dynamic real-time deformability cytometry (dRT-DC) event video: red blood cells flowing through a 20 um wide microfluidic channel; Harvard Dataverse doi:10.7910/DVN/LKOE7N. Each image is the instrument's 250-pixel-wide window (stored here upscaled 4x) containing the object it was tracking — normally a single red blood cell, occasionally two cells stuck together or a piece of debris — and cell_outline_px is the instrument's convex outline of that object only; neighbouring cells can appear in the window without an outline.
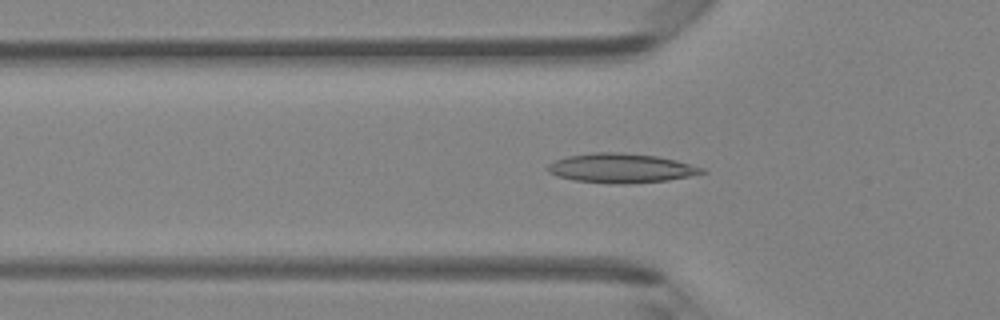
{"species": "Egyptian fruit bat (a non-hibernating species)", "species_latin": "Rousettus aegyptiacus", "temperature_condition": "room temperature", "stored_images_in_passage": 47, "camera_frame_rate_fps": 3000, "um_per_image_px": 0.085, "animal": {"sex": "female"}, "frame": {"image": 1, "passage_image": 16, "time_ms": 5.0, "image_size_px": [1000, 320], "cell_outline_px": [[708, 172], [668, 180], [624, 184], [612, 184], [572, 180], [556, 176], [548, 172], [544, 168], [548, 164], [556, 160], [568, 156], [592, 152], [620, 152], [656, 156], [676, 160], [704, 168]], "centroid_in_image_um": [52.74, 14.29], "position_along_channel_um": 73.1, "area_um2": 26.53}}
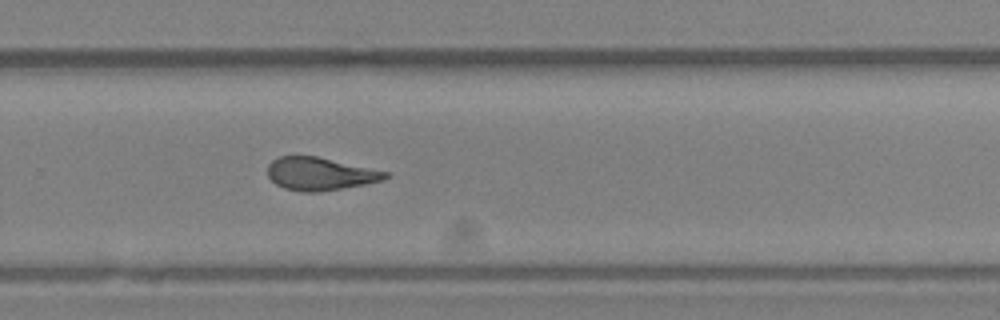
{"frame": {"image": 2, "passage_image": 32, "time_ms": 10.333, "image_size_px": [1000, 320], "cell_outline_px": [[388, 176], [384, 180], [364, 184], [320, 192], [300, 192], [284, 188], [276, 184], [268, 176], [268, 164], [272, 160], [280, 156], [316, 156], [388, 172]], "centroid_in_image_um": [27.17, 14.78], "position_along_channel_um": 302.6, "area_um2": 22.37}}
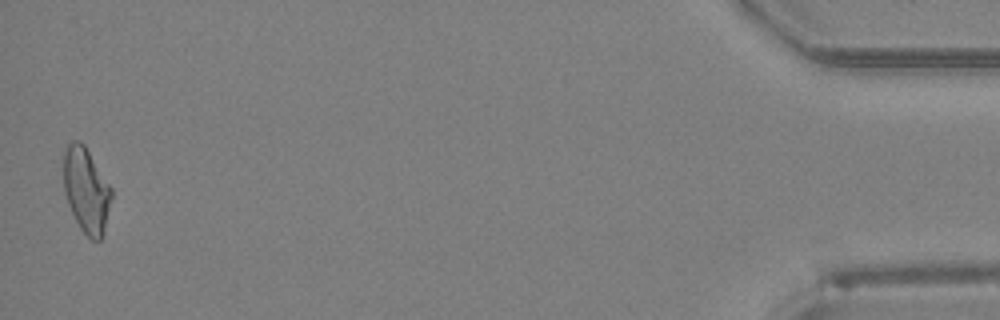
{"frame": {"image": 3, "passage_image": 47, "time_ms": 15.333, "image_size_px": [1000, 320], "cell_outline_px": [[112, 196], [104, 232], [100, 240], [92, 240], [80, 228], [68, 204], [64, 192], [64, 148], [72, 140], [80, 140], [84, 144], [112, 188]], "centroid_in_image_um": [7.33, 16.14], "position_along_channel_um": 427.9, "area_um2": 23.7}, "authors_computed_cell_mechanics": {"area_um2": 23.7558, "velocity_mm_per_s": 4.3137, "shape_relaxation_time_tau1_ms": null, "shape_relaxation_time_tau2_ms": 2.8445, "deformation_change_tau1": null, "deformation_change_tau2": 0.115}}